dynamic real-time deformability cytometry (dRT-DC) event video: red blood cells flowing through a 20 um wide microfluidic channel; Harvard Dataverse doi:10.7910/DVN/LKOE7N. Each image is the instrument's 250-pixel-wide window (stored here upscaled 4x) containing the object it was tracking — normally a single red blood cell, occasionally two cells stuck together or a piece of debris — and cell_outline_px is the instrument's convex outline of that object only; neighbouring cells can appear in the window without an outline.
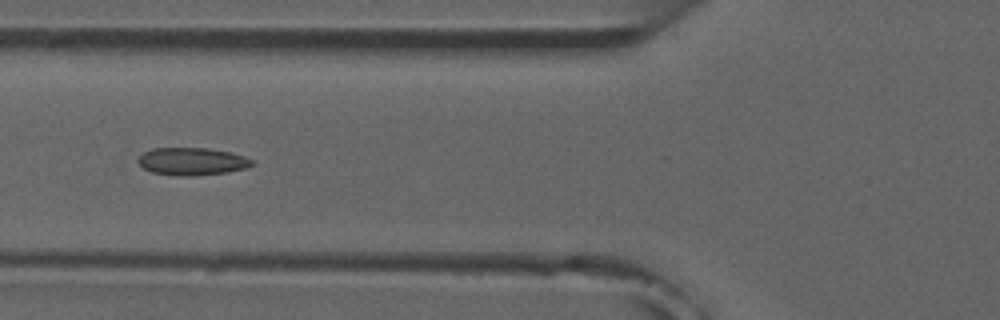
{"species": "common noctule bat (a hibernating species)", "species_latin": "Nyctalus noctula", "temperature_condition": "room temperature", "stored_images_in_passage": 6, "camera_frame_rate_fps": 3000, "um_per_image_px": 0.085, "animal": {"sex": "male", "forearm_length_mm": 52.5}, "frame": {"image": 1, "passage_image": 6, "time_ms": 5.667, "image_size_px": [1000, 320], "cell_outline_px": [[256, 164], [248, 168], [228, 172], [196, 176], [176, 176], [152, 172], [144, 168], [136, 160], [144, 152], [152, 148], [208, 148], [232, 152], [244, 156], [252, 160]], "centroid_in_image_um": [16.36, 13.72], "position_along_channel_um": 109.4, "area_um2": 18.55}}